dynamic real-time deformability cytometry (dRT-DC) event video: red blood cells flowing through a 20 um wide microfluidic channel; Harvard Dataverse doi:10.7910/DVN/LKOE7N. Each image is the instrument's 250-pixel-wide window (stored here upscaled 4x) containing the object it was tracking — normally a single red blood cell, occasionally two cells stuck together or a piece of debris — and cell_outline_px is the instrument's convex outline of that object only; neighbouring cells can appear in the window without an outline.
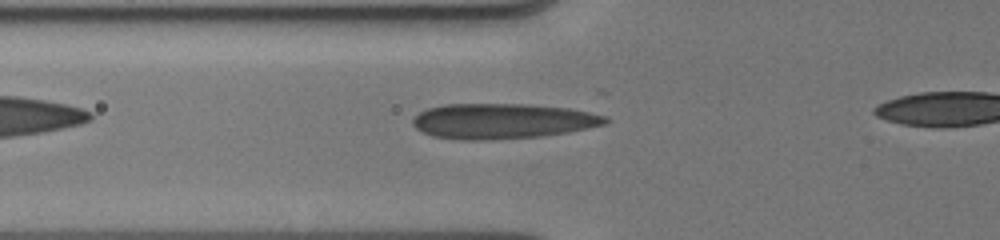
{"species": "human", "species_latin": "Homo sapiens", "temperature_condition": "cold", "stored_images_in_passage": 32, "camera_frame_rate_fps": 3000, "um_per_image_px": 0.085, "donor": {"sex": "male"}, "frame": {"image": 1, "passage_image": 5, "time_ms": 1.333, "image_size_px": [1000, 240], "cell_outline_px": [[612, 120], [608, 124], [568, 132], [544, 136], [492, 140], [460, 140], [432, 136], [420, 132], [412, 124], [412, 120], [420, 112], [428, 108], [444, 104], [528, 104], [568, 108], [608, 116]], "centroid_in_image_um": [42.73, 10.3], "position_along_channel_um": 83.1, "area_um2": 40.06}}
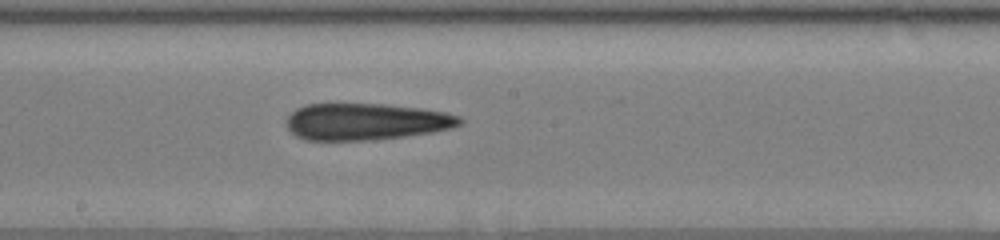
{"frame": {"image": 2, "passage_image": 15, "time_ms": 4.667, "image_size_px": [1000, 240], "cell_outline_px": [[464, 124], [452, 128], [432, 132], [404, 136], [372, 140], [304, 140], [296, 136], [288, 128], [288, 116], [296, 108], [304, 104], [384, 104], [420, 108], [448, 112], [460, 116], [464, 120]], "centroid_in_image_um": [31.16, 10.33], "position_along_channel_um": 217.0, "area_um2": 37.28}}
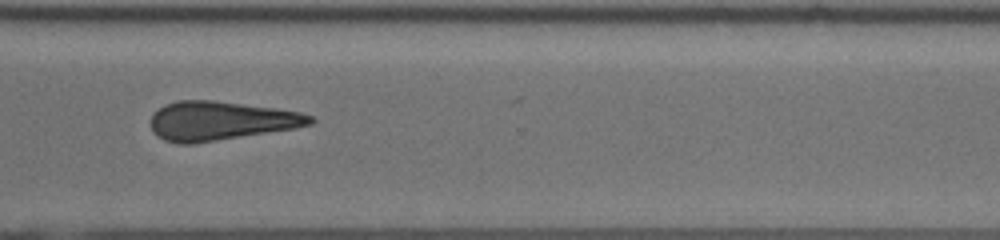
{"frame": {"image": 3, "passage_image": 25, "time_ms": 8.0, "image_size_px": [1000, 240], "cell_outline_px": [[316, 120], [312, 124], [292, 128], [192, 144], [180, 144], [164, 140], [156, 136], [152, 132], [152, 112], [164, 104], [176, 100], [212, 100], [276, 108], [300, 112], [312, 116]], "centroid_in_image_um": [18.7, 10.26], "position_along_channel_um": 351.9, "area_um2": 36.07}}